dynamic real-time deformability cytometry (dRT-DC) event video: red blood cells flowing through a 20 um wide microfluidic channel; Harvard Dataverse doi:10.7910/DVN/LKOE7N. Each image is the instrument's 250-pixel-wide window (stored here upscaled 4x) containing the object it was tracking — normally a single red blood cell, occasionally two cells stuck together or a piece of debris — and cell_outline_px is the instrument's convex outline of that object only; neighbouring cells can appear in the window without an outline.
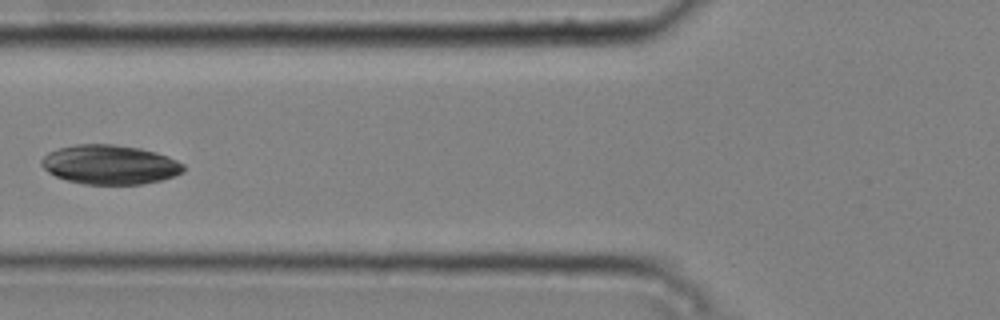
{"species": "common noctule bat (a hibernating species)", "species_latin": "Nyctalus noctula", "temperature_condition": "cold", "stored_images_in_passage": 5, "camera_frame_rate_fps": 3000, "um_per_image_px": 0.085, "animal": {"sex": "male", "body_mass_g": 20.4}, "frame": {"image": 1, "passage_image": 5, "time_ms": 1.333, "image_size_px": [1000, 320], "cell_outline_px": [[184, 172], [160, 180], [140, 184], [84, 184], [68, 180], [56, 176], [48, 172], [40, 164], [40, 160], [48, 152], [60, 148], [76, 144], [116, 144], [140, 148], [156, 152], [168, 156], [184, 164]], "centroid_in_image_um": [9.33, 13.98], "position_along_channel_um": 116.5, "area_um2": 32.48}}